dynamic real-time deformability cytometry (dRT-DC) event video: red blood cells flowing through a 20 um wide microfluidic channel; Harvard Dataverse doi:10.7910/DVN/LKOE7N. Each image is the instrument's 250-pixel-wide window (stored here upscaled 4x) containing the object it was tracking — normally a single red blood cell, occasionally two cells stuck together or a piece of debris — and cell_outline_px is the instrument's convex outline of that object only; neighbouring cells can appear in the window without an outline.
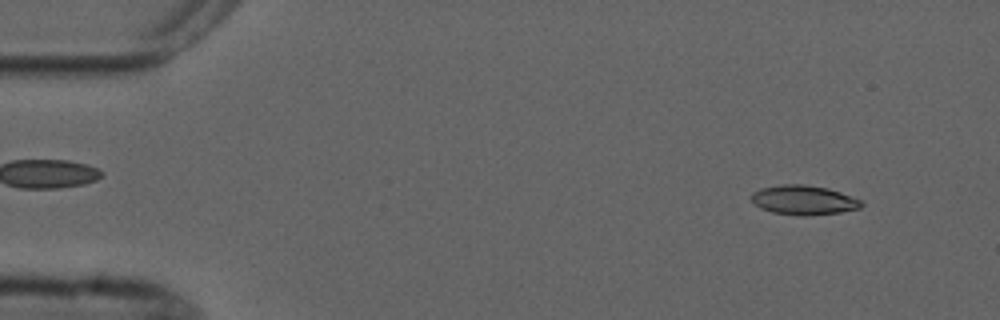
{"species": "common noctule bat (a hibernating species)", "species_latin": "Nyctalus noctula", "temperature_condition": "cold", "stored_images_in_passage": 5, "camera_frame_rate_fps": 3000, "um_per_image_px": 0.085, "animal": {"sex": "male", "forearm_length_mm": 52.5}, "frame": {"image": 1, "passage_image": 1, "time_ms": 0.0, "image_size_px": [1000, 320], "cell_outline_px": [[864, 204], [860, 208], [840, 212], [804, 216], [800, 216], [772, 212], [760, 208], [752, 204], [752, 192], [760, 188], [780, 184], [804, 184], [828, 188], [840, 192], [860, 200]], "centroid_in_image_um": [68.27, 17.0], "position_along_channel_um": 16.7, "area_um2": 18.96}}
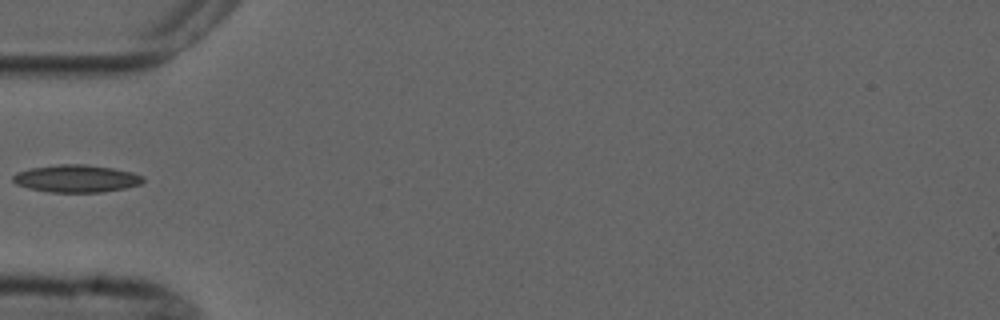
{"frame": {"image": 2, "passage_image": 4, "time_ms": 4.333, "image_size_px": [1000, 320], "cell_outline_px": [[144, 180], [140, 184], [124, 188], [100, 192], [52, 192], [28, 188], [16, 184], [12, 180], [12, 176], [16, 172], [28, 168], [56, 164], [84, 164], [112, 168], [132, 172], [144, 176]], "centroid_in_image_um": [6.45, 15.16], "position_along_channel_um": 78.6, "area_um2": 20.87}}
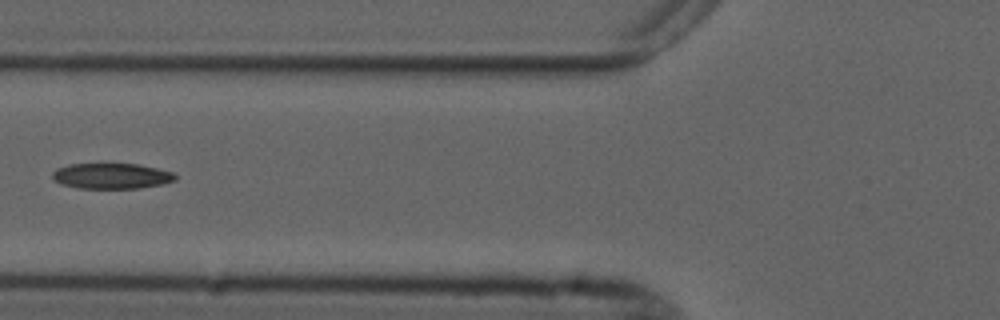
{"frame": {"image": 3, "passage_image": 5, "time_ms": 5.333, "image_size_px": [1000, 320], "cell_outline_px": [[176, 180], [164, 184], [140, 188], [80, 188], [64, 184], [56, 180], [52, 176], [52, 172], [56, 168], [68, 164], [100, 160], [136, 164], [156, 168], [172, 172], [176, 176]], "centroid_in_image_um": [9.45, 14.9], "position_along_channel_um": 116.3, "area_um2": 19.13}}